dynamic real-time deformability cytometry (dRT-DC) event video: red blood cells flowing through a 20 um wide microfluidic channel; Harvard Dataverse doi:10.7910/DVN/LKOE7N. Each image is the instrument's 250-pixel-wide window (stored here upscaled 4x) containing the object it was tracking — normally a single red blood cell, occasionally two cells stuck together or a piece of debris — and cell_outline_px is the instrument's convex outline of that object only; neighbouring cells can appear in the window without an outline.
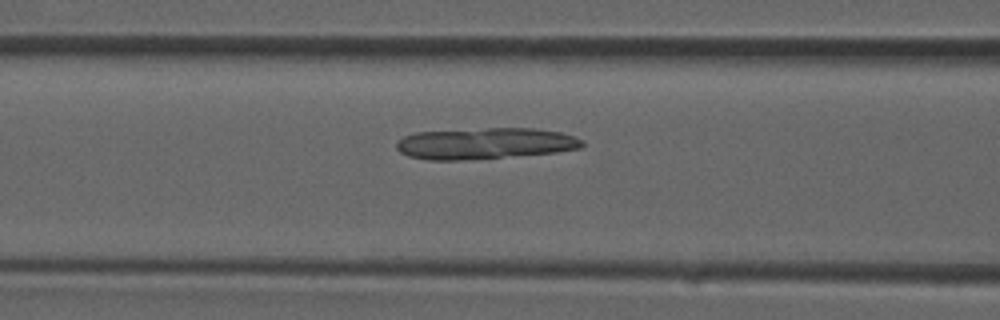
{"species": "common noctule bat (a hibernating species)", "species_latin": "Nyctalus noctula", "temperature_condition": "room temperature", "stored_images_in_passage": 10, "camera_frame_rate_fps": 3000, "um_per_image_px": 0.085, "animal": {"sex": "male", "forearm_length_mm": 52.5}, "frame": {"image": 1, "passage_image": 5, "time_ms": 1.333, "image_size_px": [1000, 320], "cell_outline_px": [[584, 144], [580, 148], [556, 152], [464, 160], [428, 160], [408, 156], [400, 152], [396, 148], [396, 140], [404, 136], [416, 132], [488, 128], [536, 128], [560, 132], [584, 140]], "centroid_in_image_um": [41.19, 12.19], "position_along_channel_um": 125.4, "area_um2": 33.87}}
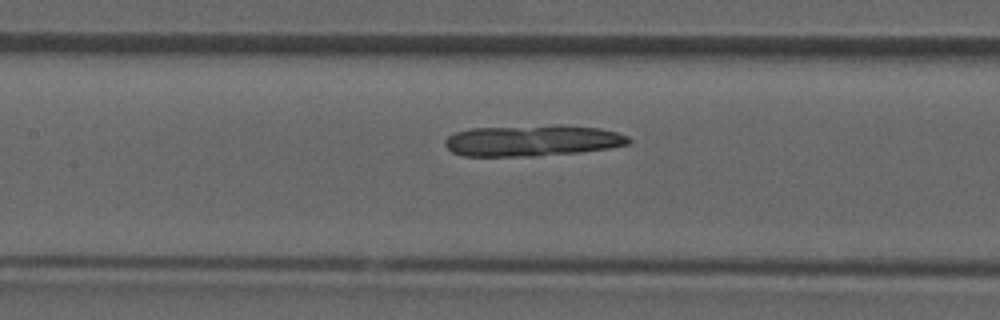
{"frame": {"image": 2, "passage_image": 7, "time_ms": 2.0, "image_size_px": [1000, 320], "cell_outline_px": [[632, 144], [608, 148], [580, 152], [536, 156], [464, 156], [452, 152], [444, 144], [444, 140], [448, 136], [456, 132], [472, 128], [552, 124], [564, 124], [600, 128], [616, 132], [628, 136], [632, 140]], "centroid_in_image_um": [45.29, 11.93], "position_along_channel_um": 162.1, "area_um2": 33.93}}
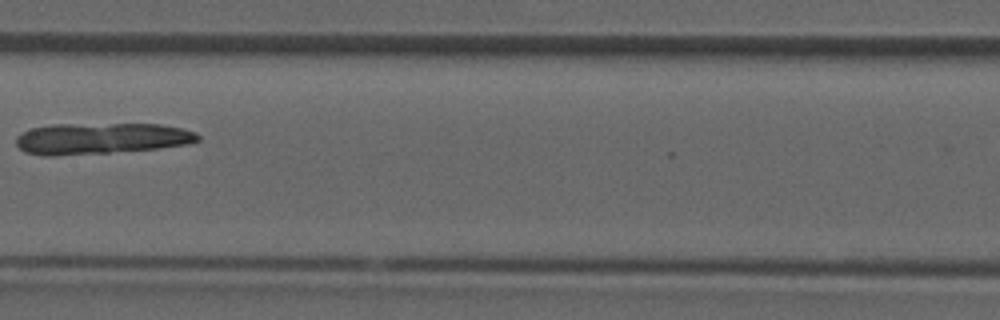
{"frame": {"image": 3, "passage_image": 9, "time_ms": 2.667, "image_size_px": [1000, 320], "cell_outline_px": [[200, 140], [184, 144], [156, 148], [108, 152], [56, 156], [48, 156], [24, 152], [16, 144], [16, 136], [32, 128], [52, 124], [160, 124], [180, 128], [196, 132], [200, 136]], "centroid_in_image_um": [8.55, 11.76], "position_along_channel_um": 198.8, "area_um2": 32.77}}